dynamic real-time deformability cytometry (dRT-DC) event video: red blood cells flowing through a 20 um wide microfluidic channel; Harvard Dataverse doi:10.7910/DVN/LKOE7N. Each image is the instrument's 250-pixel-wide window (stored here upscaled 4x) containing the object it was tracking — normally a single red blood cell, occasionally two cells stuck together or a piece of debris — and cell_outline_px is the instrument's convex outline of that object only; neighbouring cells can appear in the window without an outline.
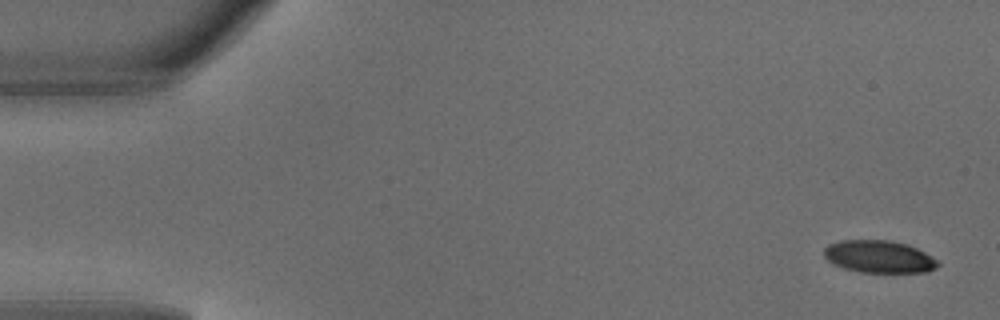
{"species": "common noctule bat (a hibernating species)", "species_latin": "Nyctalus noctula", "temperature_condition": "warm", "stored_images_in_passage": 4, "camera_frame_rate_fps": 3000, "um_per_image_px": 0.085, "animal": {"sex": "male", "body_mass_g": 18.8}, "frame": {"image": 1, "passage_image": 1, "time_ms": 0.0, "image_size_px": [1000, 320], "cell_outline_px": [[940, 264], [936, 268], [928, 272], [860, 272], [844, 268], [832, 264], [824, 256], [824, 248], [828, 244], [840, 240], [888, 240], [908, 244], [940, 260]], "centroid_in_image_um": [74.73, 21.81], "position_along_channel_um": 10.3, "area_um2": 21.68}}
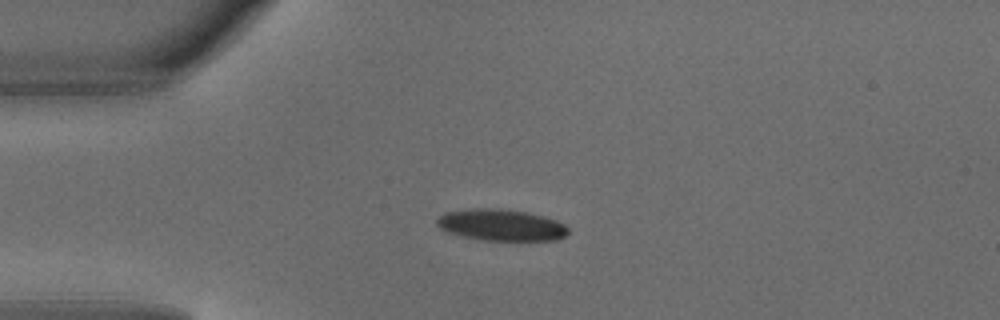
{"frame": {"image": 2, "passage_image": 4, "time_ms": 1.0, "image_size_px": [1000, 320], "cell_outline_px": [[568, 232], [564, 236], [556, 240], [484, 240], [464, 236], [448, 232], [440, 228], [436, 224], [436, 220], [444, 212], [472, 208], [500, 208], [528, 212], [544, 216], [556, 220], [564, 224], [568, 228]], "centroid_in_image_um": [42.59, 19.11], "position_along_channel_um": 42.4, "area_um2": 24.1}}